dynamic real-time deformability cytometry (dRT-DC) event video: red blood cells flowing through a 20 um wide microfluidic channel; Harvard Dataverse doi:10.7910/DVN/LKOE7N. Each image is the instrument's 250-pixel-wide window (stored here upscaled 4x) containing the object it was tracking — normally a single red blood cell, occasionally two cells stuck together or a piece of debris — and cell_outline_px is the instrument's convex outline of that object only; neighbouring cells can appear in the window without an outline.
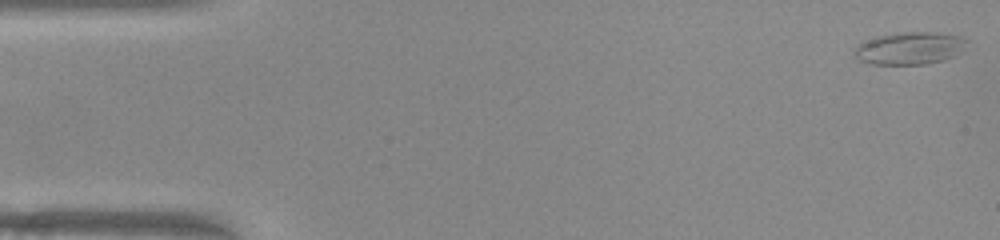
{"species": "common noctule bat (a hibernating species)", "species_latin": "Nyctalus noctula", "temperature_condition": "warm", "stored_images_in_passage": 14, "camera_frame_rate_fps": 3000, "um_per_image_px": 0.085, "animal": {"sex": "female", "body_mass_g": 22.0, "forearm_length_mm": 56.7}, "frame": {"image": 1, "passage_image": 1, "time_ms": 0.0, "image_size_px": [1000, 240], "cell_outline_px": [[968, 40], [952, 56], [944, 60], [924, 64], [868, 64], [860, 60], [856, 56], [856, 48], [860, 44], [876, 36], [896, 32], [936, 32], [960, 36]], "centroid_in_image_um": [77.29, 4.09], "position_along_channel_um": 7.7, "area_um2": 20.81}}